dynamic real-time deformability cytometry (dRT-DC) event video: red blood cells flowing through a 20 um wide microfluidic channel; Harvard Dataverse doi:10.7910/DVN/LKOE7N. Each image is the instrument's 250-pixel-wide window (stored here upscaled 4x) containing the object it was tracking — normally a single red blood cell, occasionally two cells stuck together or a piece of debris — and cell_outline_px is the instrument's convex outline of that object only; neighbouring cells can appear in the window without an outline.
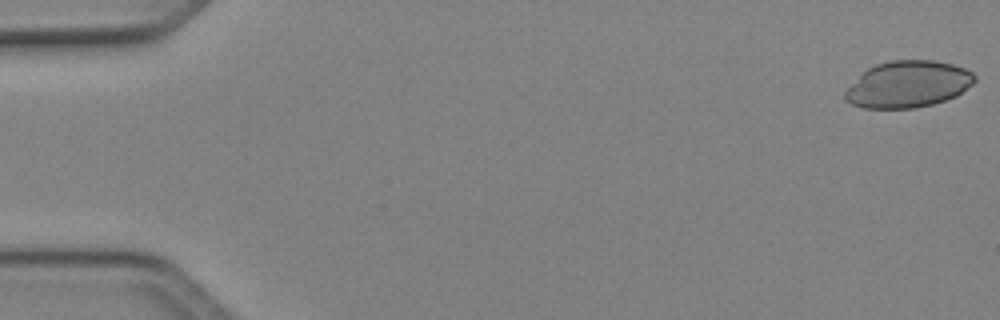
{"species": "Egyptian fruit bat (a non-hibernating species)", "species_latin": "Rousettus aegyptiacus", "temperature_condition": "cold", "stored_images_in_passage": 49, "camera_frame_rate_fps": 3000, "um_per_image_px": 0.085, "animal": {"sex": "female"}, "frame": {"image": 1, "passage_image": 1, "time_ms": 0.0, "image_size_px": [1000, 320], "cell_outline_px": [[976, 80], [972, 84], [956, 96], [932, 104], [916, 108], [864, 108], [852, 104], [844, 100], [844, 92], [868, 68], [876, 64], [892, 60], [936, 60], [952, 64], [964, 68], [972, 72], [976, 76]], "centroid_in_image_um": [77.2, 7.16], "position_along_channel_um": 7.8, "area_um2": 35.03}}